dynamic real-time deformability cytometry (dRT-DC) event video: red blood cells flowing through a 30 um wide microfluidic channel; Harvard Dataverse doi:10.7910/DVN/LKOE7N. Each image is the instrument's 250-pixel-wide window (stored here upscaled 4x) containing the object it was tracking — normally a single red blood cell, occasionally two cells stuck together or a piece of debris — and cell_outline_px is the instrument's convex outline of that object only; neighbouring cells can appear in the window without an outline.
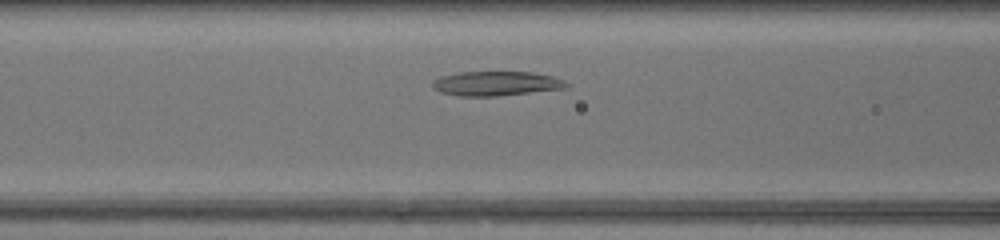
{"species": "common noctule bat (a hibernating species)", "species_latin": "Nyctalus noctula", "temperature_condition": "warm", "stored_images_in_passage": 29, "camera_frame_rate_fps": 3000, "um_per_image_px": 0.085, "animal": {"sex": "female", "body_mass_g": 17.0, "forearm_length_mm": 48.0}, "frame": {"image": 1, "passage_image": 8, "time_ms": 2.333, "image_size_px": [1000, 240], "cell_outline_px": [[568, 84], [564, 88], [496, 96], [460, 96], [440, 92], [432, 88], [432, 80], [440, 76], [460, 72], [532, 72], [552, 76], [564, 80]], "centroid_in_image_um": [42.11, 7.09], "position_along_channel_um": 124.5, "area_um2": 18.96}}
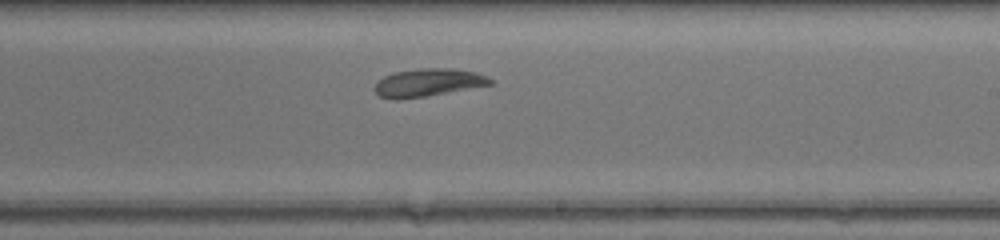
{"frame": {"image": 2, "passage_image": 17, "time_ms": 5.333, "image_size_px": [1000, 240], "cell_outline_px": [[492, 84], [424, 96], [396, 100], [380, 96], [372, 88], [376, 80], [392, 72], [420, 68], [452, 68], [476, 72], [488, 76], [492, 80]], "centroid_in_image_um": [36.32, 7.0], "position_along_channel_um": 252.7, "area_um2": 18.79}}
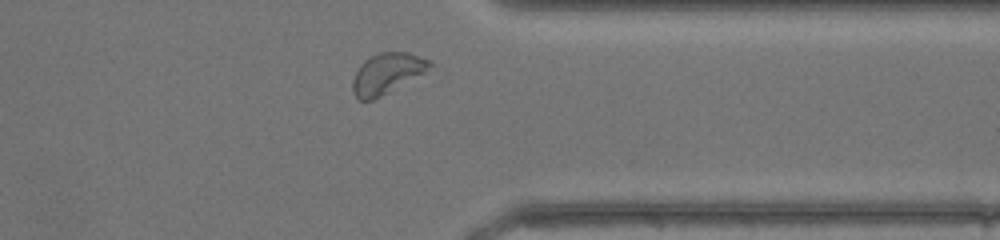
{"frame": {"image": 3, "passage_image": 26, "time_ms": 8.333, "image_size_px": [1000, 240], "cell_outline_px": [[436, 64], [424, 72], [380, 96], [372, 100], [360, 100], [352, 92], [352, 80], [360, 64], [364, 60], [380, 52], [408, 52], [432, 60]], "centroid_in_image_um": [32.9, 6.21], "position_along_channel_um": 378.5, "area_um2": 18.03}, "authors_computed_cell_mechanics": {"area_um2": 19.1896, "velocity_mm_per_s": 4.2832, "shape_relaxation_time_tau1_ms": 4.2293, "shape_relaxation_time_tau2_ms": 8.9847, "deformation_change_tau1": 0.128, "deformation_change_tau2": 0.1473}}